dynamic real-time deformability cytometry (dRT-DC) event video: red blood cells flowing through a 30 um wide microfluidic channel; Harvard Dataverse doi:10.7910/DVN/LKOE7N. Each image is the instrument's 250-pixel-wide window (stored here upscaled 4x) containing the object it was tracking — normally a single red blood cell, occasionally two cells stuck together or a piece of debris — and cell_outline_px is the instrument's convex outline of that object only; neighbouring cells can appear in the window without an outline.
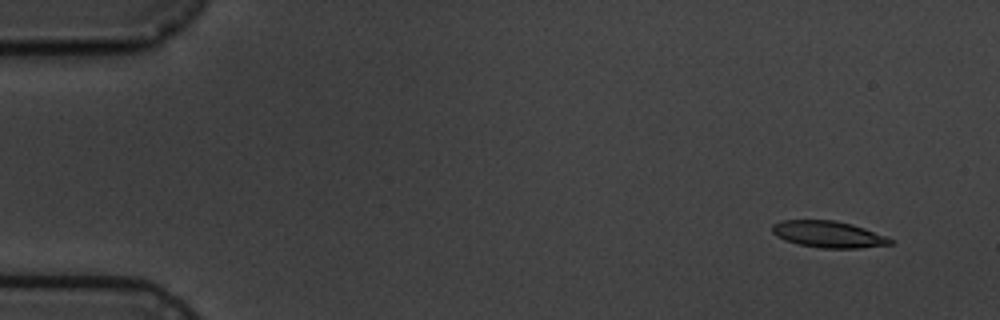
{"species": "common noctule bat (a hibernating species)", "species_latin": "Nyctalus noctula", "temperature_condition": "cold", "stored_images_in_passage": 5, "camera_frame_rate_fps": 3000, "um_per_image_px": 0.085, "animal": {"sex": "male", "body_mass_g": 19.5, "forearm_length_mm": 54.6}, "frame": {"image": 1, "passage_image": 1, "time_ms": 0.0, "image_size_px": [1000, 320], "cell_outline_px": [[896, 240], [892, 244], [860, 248], [820, 248], [800, 244], [784, 240], [776, 236], [772, 232], [772, 224], [780, 220], [836, 220], [852, 224], [864, 228]], "centroid_in_image_um": [70.41, 19.91], "position_along_channel_um": 14.6, "area_um2": 18.38}}
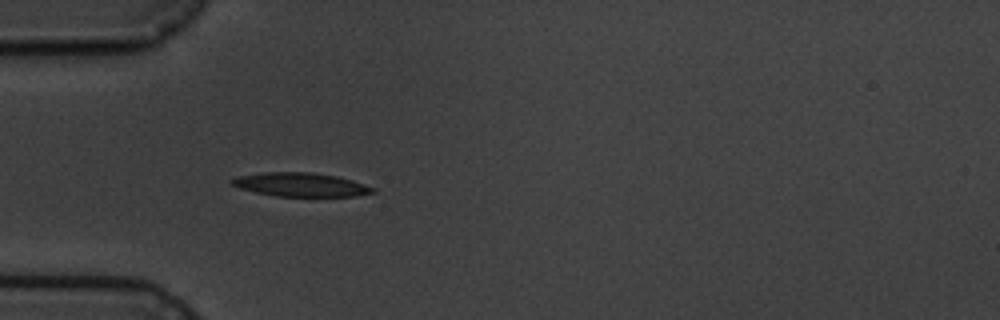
{"frame": {"image": 2, "passage_image": 5, "time_ms": 4.333, "image_size_px": [1000, 320], "cell_outline_px": [[376, 192], [356, 196], [276, 196], [256, 192], [240, 188], [232, 184], [228, 180], [236, 176], [264, 172], [312, 172], [336, 176], [352, 180], [376, 188]], "centroid_in_image_um": [25.56, 15.69], "position_along_channel_um": 59.4, "area_um2": 19.54}}